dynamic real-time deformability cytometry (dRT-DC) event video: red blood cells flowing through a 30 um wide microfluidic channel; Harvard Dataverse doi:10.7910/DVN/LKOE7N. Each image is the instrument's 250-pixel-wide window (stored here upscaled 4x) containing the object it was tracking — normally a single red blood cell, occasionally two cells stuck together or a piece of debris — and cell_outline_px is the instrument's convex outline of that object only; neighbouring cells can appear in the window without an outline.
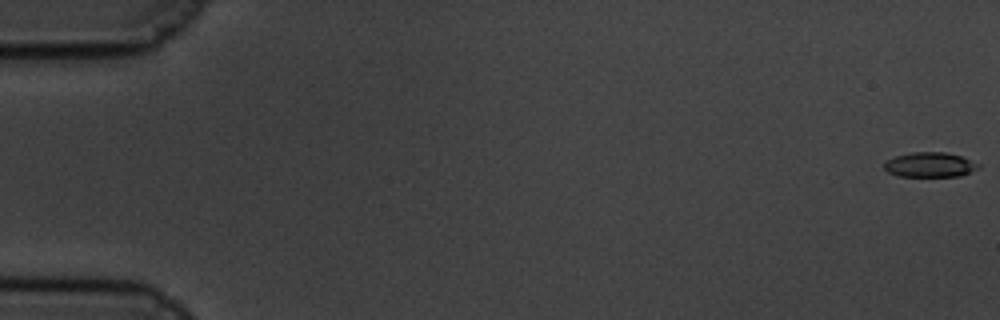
{"species": "common noctule bat (a hibernating species)", "species_latin": "Nyctalus noctula", "temperature_condition": "cold", "stored_images_in_passage": 59, "camera_frame_rate_fps": 3000, "um_per_image_px": 0.085, "animal": {"sex": "male", "body_mass_g": 19.5, "forearm_length_mm": 54.6}, "frame": {"image": 1, "passage_image": 1, "time_ms": 0.0, "image_size_px": [1000, 320], "cell_outline_px": [[980, 168], [960, 176], [896, 176], [888, 172], [884, 168], [884, 160], [896, 156], [912, 152], [944, 152], [960, 156], [980, 164]], "centroid_in_image_um": [79.01, 14.0], "position_along_channel_um": 6.0, "area_um2": 13.64}}
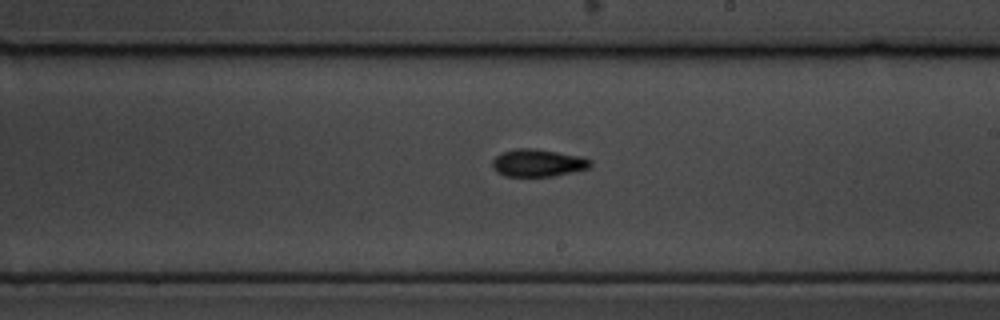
{"frame": {"image": 2, "passage_image": 36, "time_ms": 11.667, "image_size_px": [1000, 320], "cell_outline_px": [[592, 164], [588, 168], [572, 172], [552, 176], [504, 176], [496, 172], [492, 168], [492, 160], [496, 156], [504, 152], [516, 148], [532, 148], [580, 156], [592, 160]], "centroid_in_image_um": [45.7, 13.85], "position_along_channel_um": 243.3, "area_um2": 15.61}}
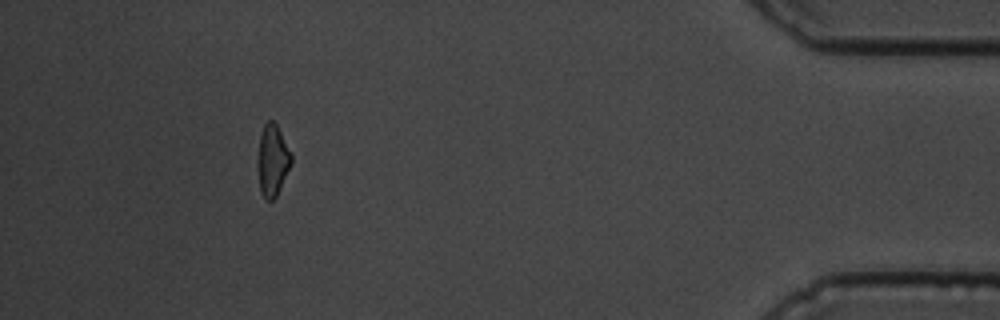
{"frame": {"image": 3, "passage_image": 56, "time_ms": 18.333, "image_size_px": [1000, 320], "cell_outline_px": [[292, 164], [276, 196], [272, 200], [264, 200], [260, 192], [256, 160], [260, 136], [264, 124], [268, 120], [272, 120], [276, 124], [292, 156]], "centroid_in_image_um": [23.13, 13.66], "position_along_channel_um": 412.1, "area_um2": 14.1}}